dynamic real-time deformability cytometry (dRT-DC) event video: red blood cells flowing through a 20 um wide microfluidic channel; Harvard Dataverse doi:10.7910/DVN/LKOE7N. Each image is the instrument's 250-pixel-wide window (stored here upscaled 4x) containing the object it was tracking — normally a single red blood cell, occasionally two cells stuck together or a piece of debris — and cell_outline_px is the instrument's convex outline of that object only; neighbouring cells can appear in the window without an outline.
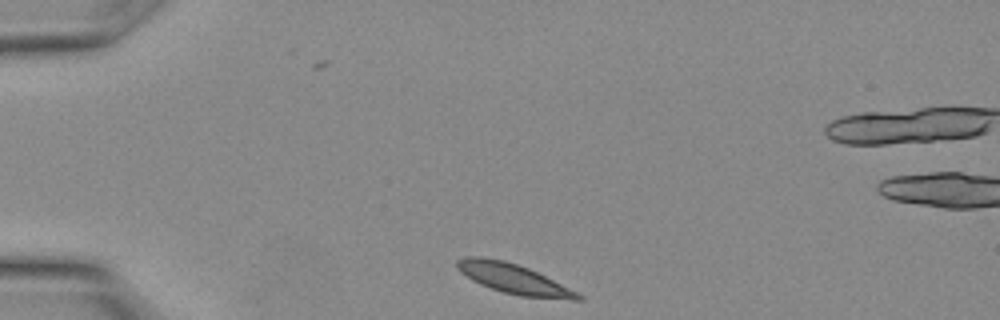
{"species": "Egyptian fruit bat (a non-hibernating species)", "species_latin": "Rousettus aegyptiacus", "temperature_condition": "warm", "stored_images_in_passage": 25, "camera_frame_rate_fps": 3000, "um_per_image_px": 0.085, "animal": {"sex": "female"}, "frame": {"image": 1, "passage_image": 1, "time_ms": 0.0, "image_size_px": [1000, 320], "cell_outline_px": [[584, 300], [572, 300], [520, 296], [504, 292], [480, 284], [472, 280], [460, 272], [456, 268], [456, 260], [464, 256], [484, 256], [504, 260], [528, 268], [584, 296]], "centroid_in_image_um": [43.6, 23.68], "position_along_channel_um": 41.4, "area_um2": 20.87}}
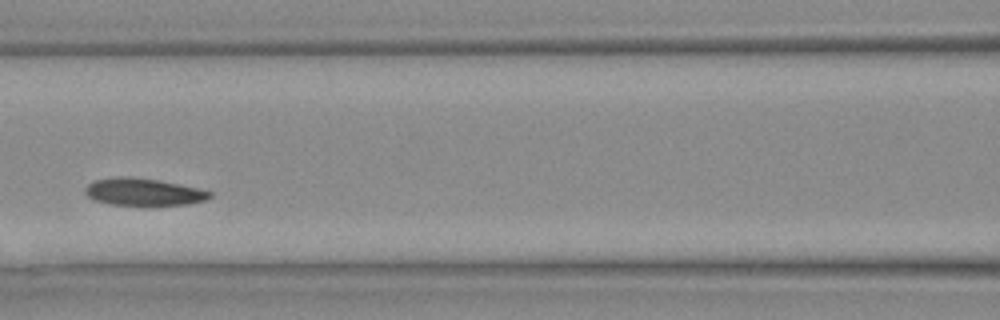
{"frame": {"image": 2, "passage_image": 8, "time_ms": 2.333, "image_size_px": [1000, 320], "cell_outline_px": [[212, 196], [204, 200], [188, 204], [156, 208], [144, 208], [108, 204], [96, 200], [88, 196], [84, 192], [84, 188], [88, 184], [96, 180], [120, 176], [128, 176], [156, 180], [196, 188], [212, 192]], "centroid_in_image_um": [12.18, 16.38], "position_along_channel_um": 154.4, "area_um2": 20.52}}